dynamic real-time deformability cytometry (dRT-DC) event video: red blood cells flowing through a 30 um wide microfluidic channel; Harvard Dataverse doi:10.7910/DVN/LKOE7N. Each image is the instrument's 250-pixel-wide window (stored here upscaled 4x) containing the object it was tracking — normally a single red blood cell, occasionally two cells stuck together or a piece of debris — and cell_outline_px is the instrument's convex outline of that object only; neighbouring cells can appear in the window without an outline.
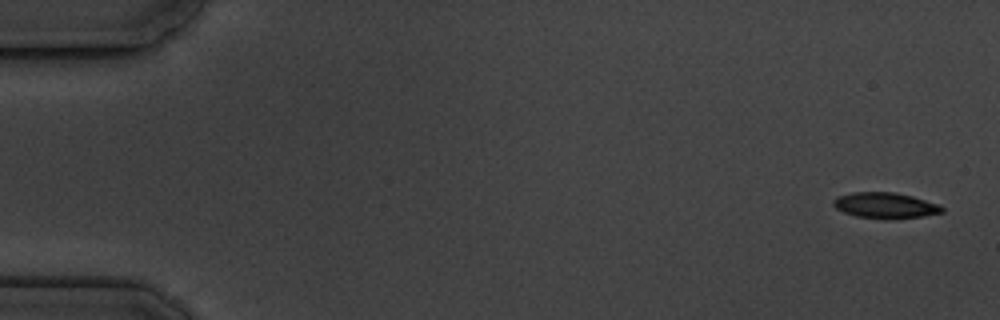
{"species": "common noctule bat (a hibernating species)", "species_latin": "Nyctalus noctula", "temperature_condition": "cold", "stored_images_in_passage": 4, "camera_frame_rate_fps": 3000, "um_per_image_px": 0.085, "animal": {"sex": "male", "body_mass_g": 19.5, "forearm_length_mm": 54.6}, "frame": {"image": 1, "passage_image": 1, "time_ms": 0.0, "image_size_px": [1000, 320], "cell_outline_px": [[944, 212], [924, 216], [896, 220], [884, 220], [856, 216], [844, 212], [836, 208], [832, 204], [832, 200], [836, 196], [852, 192], [896, 192], [912, 196], [940, 204], [944, 208]], "centroid_in_image_um": [75.26, 17.47], "position_along_channel_um": 9.7, "area_um2": 16.82}}